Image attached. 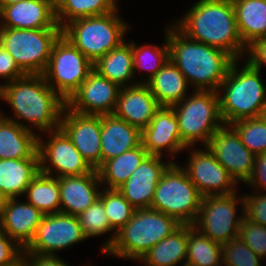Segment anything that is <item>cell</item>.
Listing matches in <instances>:
<instances>
[{
    "label": "cell",
    "instance_id": "cell-1",
    "mask_svg": "<svg viewBox=\"0 0 266 266\" xmlns=\"http://www.w3.org/2000/svg\"><path fill=\"white\" fill-rule=\"evenodd\" d=\"M174 26L189 39L225 51L234 60L246 53L229 0H199Z\"/></svg>",
    "mask_w": 266,
    "mask_h": 266
},
{
    "label": "cell",
    "instance_id": "cell-2",
    "mask_svg": "<svg viewBox=\"0 0 266 266\" xmlns=\"http://www.w3.org/2000/svg\"><path fill=\"white\" fill-rule=\"evenodd\" d=\"M0 98L11 105L14 119H23L44 132L60 129L66 102L47 84L42 74H26L0 86Z\"/></svg>",
    "mask_w": 266,
    "mask_h": 266
},
{
    "label": "cell",
    "instance_id": "cell-3",
    "mask_svg": "<svg viewBox=\"0 0 266 266\" xmlns=\"http://www.w3.org/2000/svg\"><path fill=\"white\" fill-rule=\"evenodd\" d=\"M169 58L195 90L220 91L234 59L225 51L189 39L175 26L167 29Z\"/></svg>",
    "mask_w": 266,
    "mask_h": 266
},
{
    "label": "cell",
    "instance_id": "cell-4",
    "mask_svg": "<svg viewBox=\"0 0 266 266\" xmlns=\"http://www.w3.org/2000/svg\"><path fill=\"white\" fill-rule=\"evenodd\" d=\"M237 61H233L219 87L224 90L223 96L219 94V105L226 126L238 120L263 116L266 105V88L261 81L260 70L246 61L239 71Z\"/></svg>",
    "mask_w": 266,
    "mask_h": 266
},
{
    "label": "cell",
    "instance_id": "cell-5",
    "mask_svg": "<svg viewBox=\"0 0 266 266\" xmlns=\"http://www.w3.org/2000/svg\"><path fill=\"white\" fill-rule=\"evenodd\" d=\"M180 225L174 217L158 210L136 209L131 219L117 232L106 254L140 260L149 249Z\"/></svg>",
    "mask_w": 266,
    "mask_h": 266
},
{
    "label": "cell",
    "instance_id": "cell-6",
    "mask_svg": "<svg viewBox=\"0 0 266 266\" xmlns=\"http://www.w3.org/2000/svg\"><path fill=\"white\" fill-rule=\"evenodd\" d=\"M117 8L104 15L80 18L66 24L62 35L92 63L124 42L128 25L117 15Z\"/></svg>",
    "mask_w": 266,
    "mask_h": 266
},
{
    "label": "cell",
    "instance_id": "cell-7",
    "mask_svg": "<svg viewBox=\"0 0 266 266\" xmlns=\"http://www.w3.org/2000/svg\"><path fill=\"white\" fill-rule=\"evenodd\" d=\"M202 198L182 166L172 162L157 184L151 208L174 217L180 224L193 225Z\"/></svg>",
    "mask_w": 266,
    "mask_h": 266
},
{
    "label": "cell",
    "instance_id": "cell-8",
    "mask_svg": "<svg viewBox=\"0 0 266 266\" xmlns=\"http://www.w3.org/2000/svg\"><path fill=\"white\" fill-rule=\"evenodd\" d=\"M172 108L178 120L181 141L186 147H192L199 140L206 147L214 133L224 125L218 91L195 90L190 98L185 97Z\"/></svg>",
    "mask_w": 266,
    "mask_h": 266
},
{
    "label": "cell",
    "instance_id": "cell-9",
    "mask_svg": "<svg viewBox=\"0 0 266 266\" xmlns=\"http://www.w3.org/2000/svg\"><path fill=\"white\" fill-rule=\"evenodd\" d=\"M62 28H0V44L25 74H43Z\"/></svg>",
    "mask_w": 266,
    "mask_h": 266
},
{
    "label": "cell",
    "instance_id": "cell-10",
    "mask_svg": "<svg viewBox=\"0 0 266 266\" xmlns=\"http://www.w3.org/2000/svg\"><path fill=\"white\" fill-rule=\"evenodd\" d=\"M92 70L93 63L61 34L52 47L42 75L47 84L67 102Z\"/></svg>",
    "mask_w": 266,
    "mask_h": 266
},
{
    "label": "cell",
    "instance_id": "cell-11",
    "mask_svg": "<svg viewBox=\"0 0 266 266\" xmlns=\"http://www.w3.org/2000/svg\"><path fill=\"white\" fill-rule=\"evenodd\" d=\"M236 194L235 192L230 195L203 197L194 228L220 245L239 237L240 225L244 218V198L237 200ZM237 201L243 205V215L239 218H236L235 212Z\"/></svg>",
    "mask_w": 266,
    "mask_h": 266
},
{
    "label": "cell",
    "instance_id": "cell-12",
    "mask_svg": "<svg viewBox=\"0 0 266 266\" xmlns=\"http://www.w3.org/2000/svg\"><path fill=\"white\" fill-rule=\"evenodd\" d=\"M87 239L83 234L77 216L54 213L44 215L37 228L34 239L24 249V253L33 255H51Z\"/></svg>",
    "mask_w": 266,
    "mask_h": 266
},
{
    "label": "cell",
    "instance_id": "cell-13",
    "mask_svg": "<svg viewBox=\"0 0 266 266\" xmlns=\"http://www.w3.org/2000/svg\"><path fill=\"white\" fill-rule=\"evenodd\" d=\"M47 134H51L48 143H44L38 138L41 173L53 176L52 167H54L57 171L55 175L60 178L80 176L94 170L61 129L47 132ZM47 161L50 162V165H46Z\"/></svg>",
    "mask_w": 266,
    "mask_h": 266
},
{
    "label": "cell",
    "instance_id": "cell-14",
    "mask_svg": "<svg viewBox=\"0 0 266 266\" xmlns=\"http://www.w3.org/2000/svg\"><path fill=\"white\" fill-rule=\"evenodd\" d=\"M205 150L190 152L187 166L182 167L189 179L197 187L203 197L230 195L237 190L233 188L237 182L215 158L206 146Z\"/></svg>",
    "mask_w": 266,
    "mask_h": 266
},
{
    "label": "cell",
    "instance_id": "cell-15",
    "mask_svg": "<svg viewBox=\"0 0 266 266\" xmlns=\"http://www.w3.org/2000/svg\"><path fill=\"white\" fill-rule=\"evenodd\" d=\"M60 129L93 169L101 166V116L80 114L66 105L60 120Z\"/></svg>",
    "mask_w": 266,
    "mask_h": 266
},
{
    "label": "cell",
    "instance_id": "cell-16",
    "mask_svg": "<svg viewBox=\"0 0 266 266\" xmlns=\"http://www.w3.org/2000/svg\"><path fill=\"white\" fill-rule=\"evenodd\" d=\"M120 90L119 85L92 70L66 106L80 114L110 115L115 111Z\"/></svg>",
    "mask_w": 266,
    "mask_h": 266
},
{
    "label": "cell",
    "instance_id": "cell-17",
    "mask_svg": "<svg viewBox=\"0 0 266 266\" xmlns=\"http://www.w3.org/2000/svg\"><path fill=\"white\" fill-rule=\"evenodd\" d=\"M227 127L219 128L207 147L236 182L246 183L253 173L255 155L243 144L237 132L230 125Z\"/></svg>",
    "mask_w": 266,
    "mask_h": 266
},
{
    "label": "cell",
    "instance_id": "cell-18",
    "mask_svg": "<svg viewBox=\"0 0 266 266\" xmlns=\"http://www.w3.org/2000/svg\"><path fill=\"white\" fill-rule=\"evenodd\" d=\"M171 163L162 162L161 156L148 155L117 189L135 209L151 208L157 184Z\"/></svg>",
    "mask_w": 266,
    "mask_h": 266
},
{
    "label": "cell",
    "instance_id": "cell-19",
    "mask_svg": "<svg viewBox=\"0 0 266 266\" xmlns=\"http://www.w3.org/2000/svg\"><path fill=\"white\" fill-rule=\"evenodd\" d=\"M141 140L149 155L162 156V149L175 156L188 149L179 133L178 120L172 107H160L148 126L141 132Z\"/></svg>",
    "mask_w": 266,
    "mask_h": 266
},
{
    "label": "cell",
    "instance_id": "cell-20",
    "mask_svg": "<svg viewBox=\"0 0 266 266\" xmlns=\"http://www.w3.org/2000/svg\"><path fill=\"white\" fill-rule=\"evenodd\" d=\"M141 82L121 87L113 115L142 132L160 106L148 86Z\"/></svg>",
    "mask_w": 266,
    "mask_h": 266
},
{
    "label": "cell",
    "instance_id": "cell-21",
    "mask_svg": "<svg viewBox=\"0 0 266 266\" xmlns=\"http://www.w3.org/2000/svg\"><path fill=\"white\" fill-rule=\"evenodd\" d=\"M43 216L30 203L8 198L0 213V229L24 250L34 239Z\"/></svg>",
    "mask_w": 266,
    "mask_h": 266
},
{
    "label": "cell",
    "instance_id": "cell-22",
    "mask_svg": "<svg viewBox=\"0 0 266 266\" xmlns=\"http://www.w3.org/2000/svg\"><path fill=\"white\" fill-rule=\"evenodd\" d=\"M0 28L49 29L61 28L56 11L44 0H23L0 10Z\"/></svg>",
    "mask_w": 266,
    "mask_h": 266
},
{
    "label": "cell",
    "instance_id": "cell-23",
    "mask_svg": "<svg viewBox=\"0 0 266 266\" xmlns=\"http://www.w3.org/2000/svg\"><path fill=\"white\" fill-rule=\"evenodd\" d=\"M60 185V213L78 216L99 199L100 177L98 171L80 176L58 178ZM99 190V191H98Z\"/></svg>",
    "mask_w": 266,
    "mask_h": 266
},
{
    "label": "cell",
    "instance_id": "cell-24",
    "mask_svg": "<svg viewBox=\"0 0 266 266\" xmlns=\"http://www.w3.org/2000/svg\"><path fill=\"white\" fill-rule=\"evenodd\" d=\"M142 143L141 131L113 114L101 115V165Z\"/></svg>",
    "mask_w": 266,
    "mask_h": 266
},
{
    "label": "cell",
    "instance_id": "cell-25",
    "mask_svg": "<svg viewBox=\"0 0 266 266\" xmlns=\"http://www.w3.org/2000/svg\"><path fill=\"white\" fill-rule=\"evenodd\" d=\"M38 138L19 120L4 118L0 123V159L39 158Z\"/></svg>",
    "mask_w": 266,
    "mask_h": 266
},
{
    "label": "cell",
    "instance_id": "cell-26",
    "mask_svg": "<svg viewBox=\"0 0 266 266\" xmlns=\"http://www.w3.org/2000/svg\"><path fill=\"white\" fill-rule=\"evenodd\" d=\"M145 84L155 96L160 107H172L181 102L188 88L185 76L170 58Z\"/></svg>",
    "mask_w": 266,
    "mask_h": 266
},
{
    "label": "cell",
    "instance_id": "cell-27",
    "mask_svg": "<svg viewBox=\"0 0 266 266\" xmlns=\"http://www.w3.org/2000/svg\"><path fill=\"white\" fill-rule=\"evenodd\" d=\"M39 171V158L0 159V190L7 198L17 199Z\"/></svg>",
    "mask_w": 266,
    "mask_h": 266
},
{
    "label": "cell",
    "instance_id": "cell-28",
    "mask_svg": "<svg viewBox=\"0 0 266 266\" xmlns=\"http://www.w3.org/2000/svg\"><path fill=\"white\" fill-rule=\"evenodd\" d=\"M237 28L245 47L266 38V0L233 2Z\"/></svg>",
    "mask_w": 266,
    "mask_h": 266
},
{
    "label": "cell",
    "instance_id": "cell-29",
    "mask_svg": "<svg viewBox=\"0 0 266 266\" xmlns=\"http://www.w3.org/2000/svg\"><path fill=\"white\" fill-rule=\"evenodd\" d=\"M185 259V260H184ZM187 259V224H181L165 239L149 249L140 259L145 266H175Z\"/></svg>",
    "mask_w": 266,
    "mask_h": 266
},
{
    "label": "cell",
    "instance_id": "cell-30",
    "mask_svg": "<svg viewBox=\"0 0 266 266\" xmlns=\"http://www.w3.org/2000/svg\"><path fill=\"white\" fill-rule=\"evenodd\" d=\"M93 70L120 87H127V82L133 79L134 65L132 57V42L125 41L118 47L107 52L93 63Z\"/></svg>",
    "mask_w": 266,
    "mask_h": 266
},
{
    "label": "cell",
    "instance_id": "cell-31",
    "mask_svg": "<svg viewBox=\"0 0 266 266\" xmlns=\"http://www.w3.org/2000/svg\"><path fill=\"white\" fill-rule=\"evenodd\" d=\"M148 155L141 143L138 147L105 161L97 169L100 182H106L109 186L107 189H117L129 179L131 173Z\"/></svg>",
    "mask_w": 266,
    "mask_h": 266
},
{
    "label": "cell",
    "instance_id": "cell-32",
    "mask_svg": "<svg viewBox=\"0 0 266 266\" xmlns=\"http://www.w3.org/2000/svg\"><path fill=\"white\" fill-rule=\"evenodd\" d=\"M28 203L44 215L60 213V185L58 177L41 173L31 180L26 188Z\"/></svg>",
    "mask_w": 266,
    "mask_h": 266
},
{
    "label": "cell",
    "instance_id": "cell-33",
    "mask_svg": "<svg viewBox=\"0 0 266 266\" xmlns=\"http://www.w3.org/2000/svg\"><path fill=\"white\" fill-rule=\"evenodd\" d=\"M220 261H223L222 245L201 234L193 225L187 224L186 265L220 266Z\"/></svg>",
    "mask_w": 266,
    "mask_h": 266
},
{
    "label": "cell",
    "instance_id": "cell-34",
    "mask_svg": "<svg viewBox=\"0 0 266 266\" xmlns=\"http://www.w3.org/2000/svg\"><path fill=\"white\" fill-rule=\"evenodd\" d=\"M99 199L105 208V214L109 224L113 229V235L103 244V253L111 247L116 234L131 219L135 208L124 198V195L118 189H105L100 193Z\"/></svg>",
    "mask_w": 266,
    "mask_h": 266
},
{
    "label": "cell",
    "instance_id": "cell-35",
    "mask_svg": "<svg viewBox=\"0 0 266 266\" xmlns=\"http://www.w3.org/2000/svg\"><path fill=\"white\" fill-rule=\"evenodd\" d=\"M117 7L115 0H65L56 11V21L63 28L74 20L104 15Z\"/></svg>",
    "mask_w": 266,
    "mask_h": 266
},
{
    "label": "cell",
    "instance_id": "cell-36",
    "mask_svg": "<svg viewBox=\"0 0 266 266\" xmlns=\"http://www.w3.org/2000/svg\"><path fill=\"white\" fill-rule=\"evenodd\" d=\"M230 126L254 155L266 153V118L264 116L238 120Z\"/></svg>",
    "mask_w": 266,
    "mask_h": 266
},
{
    "label": "cell",
    "instance_id": "cell-37",
    "mask_svg": "<svg viewBox=\"0 0 266 266\" xmlns=\"http://www.w3.org/2000/svg\"><path fill=\"white\" fill-rule=\"evenodd\" d=\"M165 31L166 43L161 48L157 45H142L138 47L132 42L134 73H136V69H146L149 72V77H147V80L141 83H146L149 79H151L169 60V44L167 38V30Z\"/></svg>",
    "mask_w": 266,
    "mask_h": 266
},
{
    "label": "cell",
    "instance_id": "cell-38",
    "mask_svg": "<svg viewBox=\"0 0 266 266\" xmlns=\"http://www.w3.org/2000/svg\"><path fill=\"white\" fill-rule=\"evenodd\" d=\"M77 218L86 238L99 236L113 230L100 199H97L85 211L78 215Z\"/></svg>",
    "mask_w": 266,
    "mask_h": 266
},
{
    "label": "cell",
    "instance_id": "cell-39",
    "mask_svg": "<svg viewBox=\"0 0 266 266\" xmlns=\"http://www.w3.org/2000/svg\"><path fill=\"white\" fill-rule=\"evenodd\" d=\"M222 259L225 266H261L262 258L255 254L241 238L236 237L222 245Z\"/></svg>",
    "mask_w": 266,
    "mask_h": 266
},
{
    "label": "cell",
    "instance_id": "cell-40",
    "mask_svg": "<svg viewBox=\"0 0 266 266\" xmlns=\"http://www.w3.org/2000/svg\"><path fill=\"white\" fill-rule=\"evenodd\" d=\"M239 238L259 257L266 258V226L243 218Z\"/></svg>",
    "mask_w": 266,
    "mask_h": 266
},
{
    "label": "cell",
    "instance_id": "cell-41",
    "mask_svg": "<svg viewBox=\"0 0 266 266\" xmlns=\"http://www.w3.org/2000/svg\"><path fill=\"white\" fill-rule=\"evenodd\" d=\"M244 217L254 223L266 226V194L245 195Z\"/></svg>",
    "mask_w": 266,
    "mask_h": 266
},
{
    "label": "cell",
    "instance_id": "cell-42",
    "mask_svg": "<svg viewBox=\"0 0 266 266\" xmlns=\"http://www.w3.org/2000/svg\"><path fill=\"white\" fill-rule=\"evenodd\" d=\"M14 242L0 229V266L11 265L22 256L23 248Z\"/></svg>",
    "mask_w": 266,
    "mask_h": 266
},
{
    "label": "cell",
    "instance_id": "cell-43",
    "mask_svg": "<svg viewBox=\"0 0 266 266\" xmlns=\"http://www.w3.org/2000/svg\"><path fill=\"white\" fill-rule=\"evenodd\" d=\"M26 74L19 68L13 57L0 44V77L8 79L6 83L24 77Z\"/></svg>",
    "mask_w": 266,
    "mask_h": 266
},
{
    "label": "cell",
    "instance_id": "cell-44",
    "mask_svg": "<svg viewBox=\"0 0 266 266\" xmlns=\"http://www.w3.org/2000/svg\"><path fill=\"white\" fill-rule=\"evenodd\" d=\"M249 54H248V53ZM248 56L247 62L254 68L261 70V66L266 65V38L253 41L246 47Z\"/></svg>",
    "mask_w": 266,
    "mask_h": 266
},
{
    "label": "cell",
    "instance_id": "cell-45",
    "mask_svg": "<svg viewBox=\"0 0 266 266\" xmlns=\"http://www.w3.org/2000/svg\"><path fill=\"white\" fill-rule=\"evenodd\" d=\"M248 183L255 189H266V153L255 155L253 173L245 184Z\"/></svg>",
    "mask_w": 266,
    "mask_h": 266
},
{
    "label": "cell",
    "instance_id": "cell-46",
    "mask_svg": "<svg viewBox=\"0 0 266 266\" xmlns=\"http://www.w3.org/2000/svg\"><path fill=\"white\" fill-rule=\"evenodd\" d=\"M27 266H70L54 255L27 254Z\"/></svg>",
    "mask_w": 266,
    "mask_h": 266
},
{
    "label": "cell",
    "instance_id": "cell-47",
    "mask_svg": "<svg viewBox=\"0 0 266 266\" xmlns=\"http://www.w3.org/2000/svg\"><path fill=\"white\" fill-rule=\"evenodd\" d=\"M8 266H27V253L23 252L22 256L19 259H17L13 264Z\"/></svg>",
    "mask_w": 266,
    "mask_h": 266
},
{
    "label": "cell",
    "instance_id": "cell-48",
    "mask_svg": "<svg viewBox=\"0 0 266 266\" xmlns=\"http://www.w3.org/2000/svg\"><path fill=\"white\" fill-rule=\"evenodd\" d=\"M48 3L55 11H57L65 0H44Z\"/></svg>",
    "mask_w": 266,
    "mask_h": 266
},
{
    "label": "cell",
    "instance_id": "cell-49",
    "mask_svg": "<svg viewBox=\"0 0 266 266\" xmlns=\"http://www.w3.org/2000/svg\"><path fill=\"white\" fill-rule=\"evenodd\" d=\"M8 198L6 195L0 190V213L2 212V209L4 205L6 204Z\"/></svg>",
    "mask_w": 266,
    "mask_h": 266
},
{
    "label": "cell",
    "instance_id": "cell-50",
    "mask_svg": "<svg viewBox=\"0 0 266 266\" xmlns=\"http://www.w3.org/2000/svg\"><path fill=\"white\" fill-rule=\"evenodd\" d=\"M20 1H23V0H0V10L4 6L11 5V4H14V3L20 2Z\"/></svg>",
    "mask_w": 266,
    "mask_h": 266
},
{
    "label": "cell",
    "instance_id": "cell-51",
    "mask_svg": "<svg viewBox=\"0 0 266 266\" xmlns=\"http://www.w3.org/2000/svg\"><path fill=\"white\" fill-rule=\"evenodd\" d=\"M5 118V116H1V114H0V123L2 122V120Z\"/></svg>",
    "mask_w": 266,
    "mask_h": 266
},
{
    "label": "cell",
    "instance_id": "cell-52",
    "mask_svg": "<svg viewBox=\"0 0 266 266\" xmlns=\"http://www.w3.org/2000/svg\"><path fill=\"white\" fill-rule=\"evenodd\" d=\"M263 116L266 118V105H265Z\"/></svg>",
    "mask_w": 266,
    "mask_h": 266
}]
</instances>
